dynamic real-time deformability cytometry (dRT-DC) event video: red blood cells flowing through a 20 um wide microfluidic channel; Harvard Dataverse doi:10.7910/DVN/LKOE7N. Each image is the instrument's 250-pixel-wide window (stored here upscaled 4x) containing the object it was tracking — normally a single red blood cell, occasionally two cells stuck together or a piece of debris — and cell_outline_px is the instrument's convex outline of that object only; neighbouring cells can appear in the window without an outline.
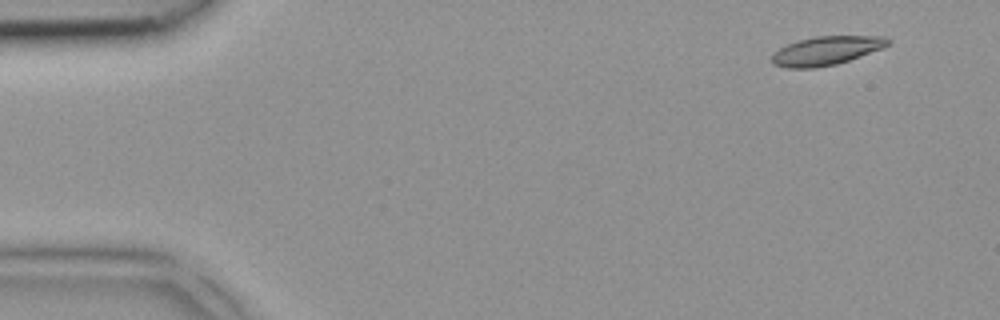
{"species": "common noctule bat (a hibernating species)", "species_latin": "Nyctalus noctula", "temperature_condition": "room temperature", "stored_images_in_passage": 4, "camera_frame_rate_fps": 3000, "um_per_image_px": 0.085, "animal": {"sex": "female", "body_mass_g": 18.4}, "frame": {"image": 1, "passage_image": 2, "time_ms": 0.333, "image_size_px": [1000, 320], "cell_outline_px": [[892, 40], [884, 48], [836, 64], [816, 68], [784, 68], [772, 64], [772, 56], [780, 48], [796, 40], [816, 36], [884, 36]], "centroid_in_image_um": [70.24, 4.31], "position_along_channel_um": 14.8, "area_um2": 19.48}}
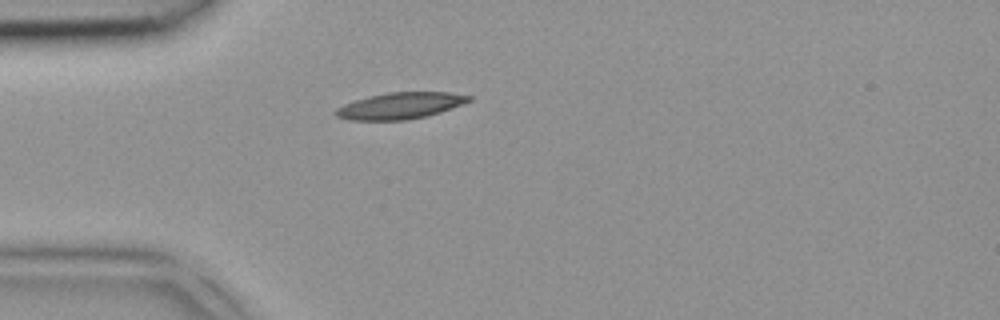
{"frame": {"image": 2, "passage_image": 4, "time_ms": 1.0, "image_size_px": [1000, 320], "cell_outline_px": [[472, 100], [464, 104], [440, 112], [408, 120], [348, 120], [336, 116], [332, 112], [336, 108], [344, 104], [368, 96], [388, 92], [448, 92], [472, 96]], "centroid_in_image_um": [34.01, 8.98], "position_along_channel_um": 51.0, "area_um2": 20.58}}